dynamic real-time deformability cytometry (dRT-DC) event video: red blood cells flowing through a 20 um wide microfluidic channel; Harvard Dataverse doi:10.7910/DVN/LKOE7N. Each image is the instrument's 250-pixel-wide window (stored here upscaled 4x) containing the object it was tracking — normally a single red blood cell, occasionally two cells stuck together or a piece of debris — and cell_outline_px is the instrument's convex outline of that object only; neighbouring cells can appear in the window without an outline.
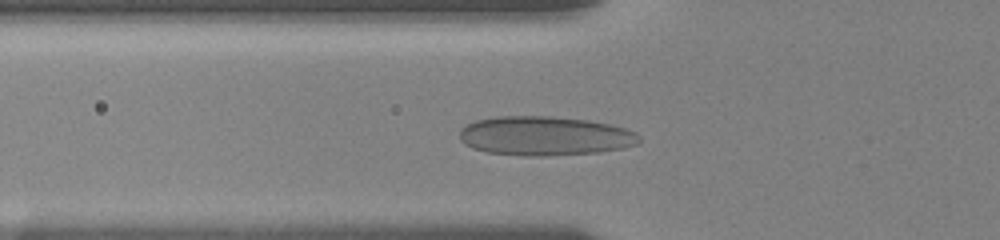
{"species": "human", "species_latin": "Homo sapiens", "temperature_condition": "room temperature", "stored_images_in_passage": 101, "camera_frame_rate_fps": 3000, "um_per_image_px": 0.085, "donor": {"sex": "female"}, "frame": {"image": 1, "passage_image": 38, "time_ms": 5.0, "image_size_px": [1000, 240], "cell_outline_px": [[640, 140], [636, 144], [624, 148], [600, 152], [544, 156], [528, 156], [488, 152], [472, 148], [464, 144], [460, 140], [460, 128], [476, 120], [496, 116], [552, 116], [588, 120], [608, 124], [624, 128], [636, 132], [640, 136]], "centroid_in_image_um": [46.3, 11.55], "position_along_channel_um": 79.5, "area_um2": 41.15}}
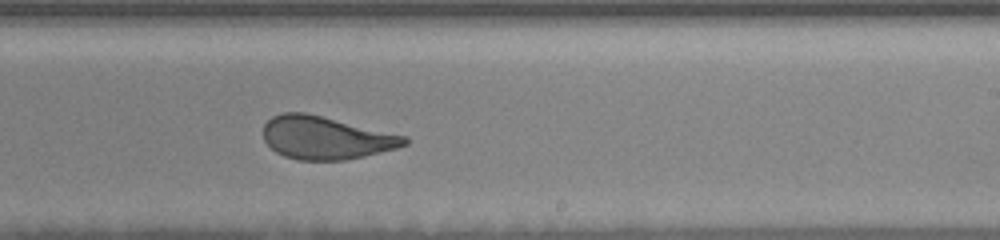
{"frame": {"image": 2, "passage_image": 59, "time_ms": 10.0, "image_size_px": [1000, 240], "cell_outline_px": [[408, 144], [396, 148], [364, 156], [344, 160], [300, 160], [284, 156], [276, 152], [264, 140], [264, 124], [272, 116], [284, 112], [304, 112], [408, 136]], "centroid_in_image_um": [27.7, 11.71], "position_along_channel_um": 261.3, "area_um2": 35.14}}
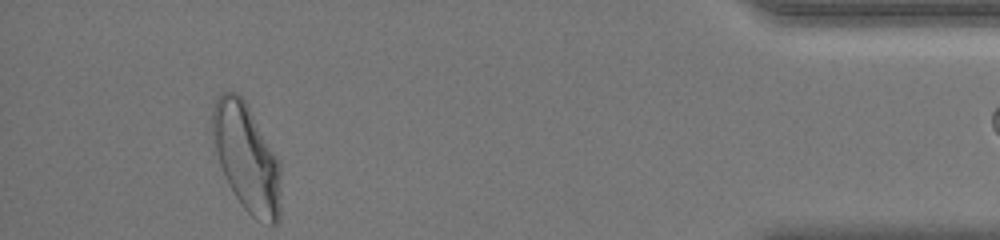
{"frame": {"image": 3, "passage_image": 100, "time_ms": 15.667, "image_size_px": [1000, 240], "cell_outline_px": [[280, 220], [276, 224], [268, 224], [256, 220], [240, 204], [232, 192], [228, 184], [220, 164], [216, 152], [212, 128], [212, 108], [216, 96], [220, 92], [236, 92], [248, 104], [280, 160]], "centroid_in_image_um": [20.98, 13.4], "position_along_channel_um": 414.2, "area_um2": 43.35}}